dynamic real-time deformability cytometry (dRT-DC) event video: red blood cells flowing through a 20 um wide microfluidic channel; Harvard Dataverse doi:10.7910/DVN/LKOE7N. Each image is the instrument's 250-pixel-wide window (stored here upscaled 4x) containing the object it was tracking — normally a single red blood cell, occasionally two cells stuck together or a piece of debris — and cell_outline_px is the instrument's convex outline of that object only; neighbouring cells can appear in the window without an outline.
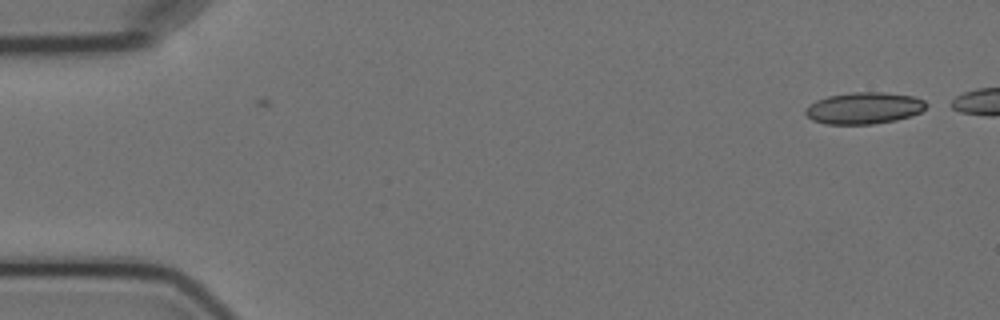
{"species": "Egyptian fruit bat (a non-hibernating species)", "species_latin": "Rousettus aegyptiacus", "temperature_condition": "cold", "stored_images_in_passage": 3, "camera_frame_rate_fps": 3000, "um_per_image_px": 0.085, "animal": {"sex": "female"}, "frame": {"image": 1, "passage_image": 3, "time_ms": 2.333, "image_size_px": [1000, 320], "cell_outline_px": [[928, 104], [920, 112], [912, 116], [896, 120], [872, 124], [824, 124], [812, 120], [804, 112], [804, 108], [816, 100], [828, 96], [852, 92], [884, 92], [916, 96], [924, 100]], "centroid_in_image_um": [73.44, 9.18], "position_along_channel_um": 11.6, "area_um2": 22.48}}